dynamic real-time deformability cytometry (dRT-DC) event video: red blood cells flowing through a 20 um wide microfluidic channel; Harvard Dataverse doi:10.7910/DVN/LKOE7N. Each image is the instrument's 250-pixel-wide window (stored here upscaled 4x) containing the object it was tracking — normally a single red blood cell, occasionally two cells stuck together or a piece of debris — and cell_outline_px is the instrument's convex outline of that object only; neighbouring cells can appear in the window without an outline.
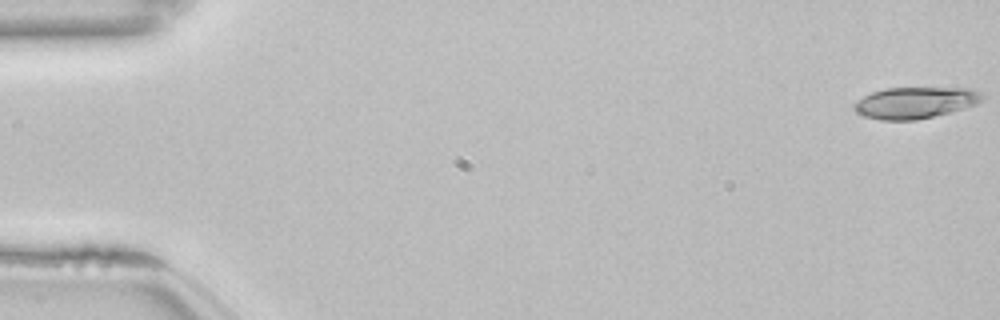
{"species": "common noctule bat (a hibernating species)", "species_latin": "Nyctalus noctula", "temperature_condition": "room temperature", "stored_images_in_passage": 54, "camera_frame_rate_fps": 3000, "um_per_image_px": 0.085, "animal": {"sex": "female", "body_mass_g": 22.7, "forearm_length_mm": 54.2}, "frame": {"image": 1, "passage_image": 1, "time_ms": 0.0, "image_size_px": [1000, 320], "cell_outline_px": [[984, 100], [976, 104], [964, 108], [916, 120], [880, 120], [864, 116], [856, 112], [852, 108], [852, 104], [856, 100], [872, 92], [884, 88], [968, 88], [984, 92]], "centroid_in_image_um": [77.78, 8.72], "position_along_channel_um": 7.2, "area_um2": 23.58}}
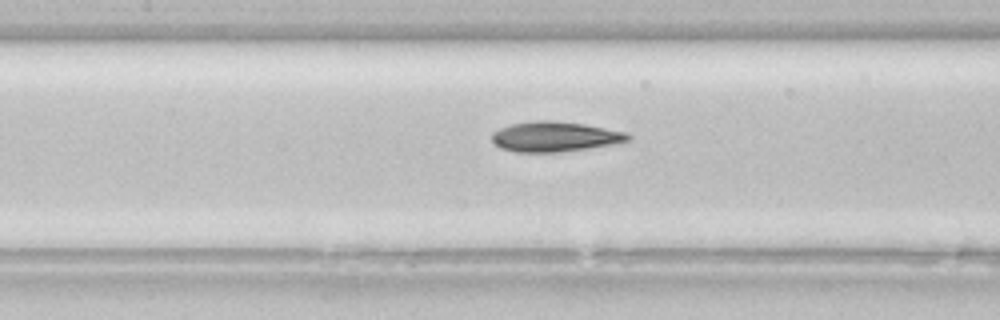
{"frame": {"image": 2, "passage_image": 25, "time_ms": 8.0, "image_size_px": [1000, 320], "cell_outline_px": [[632, 140], [612, 144], [588, 148], [560, 152], [516, 152], [500, 148], [492, 140], [492, 132], [500, 128], [512, 124], [536, 120], [548, 120], [584, 124], [624, 132], [632, 136]], "centroid_in_image_um": [47.15, 11.62], "position_along_channel_um": 160.2, "area_um2": 23.7}}
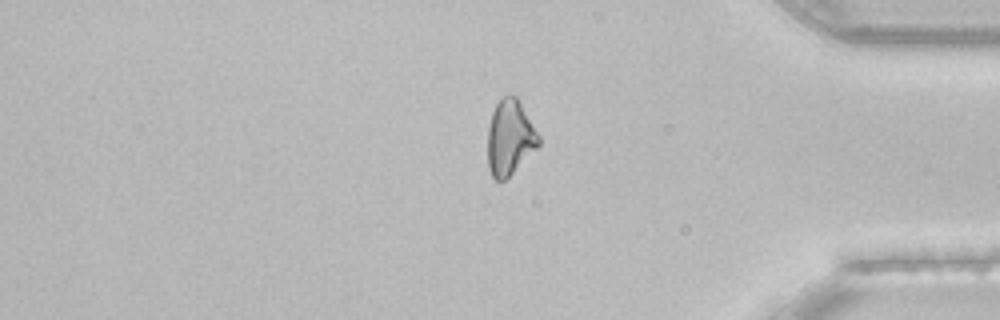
{"frame": {"image": 3, "passage_image": 45, "time_ms": 14.667, "image_size_px": [1000, 320], "cell_outline_px": [[540, 144], [504, 180], [496, 180], [492, 176], [488, 168], [488, 128], [492, 112], [496, 104], [504, 96], [516, 96], [540, 136]], "centroid_in_image_um": [43.33, 11.69], "position_along_channel_um": 391.9, "area_um2": 21.85}, "authors_computed_cell_mechanics": {"area_um2": 23.2934, "velocity_mm_per_s": 3.8478, "shape_relaxation_time_tau1_ms": 8.8183, "shape_relaxation_time_tau2_ms": 3.0576, "deformation_change_tau1": 0.1996, "deformation_change_tau2": 0.088}}